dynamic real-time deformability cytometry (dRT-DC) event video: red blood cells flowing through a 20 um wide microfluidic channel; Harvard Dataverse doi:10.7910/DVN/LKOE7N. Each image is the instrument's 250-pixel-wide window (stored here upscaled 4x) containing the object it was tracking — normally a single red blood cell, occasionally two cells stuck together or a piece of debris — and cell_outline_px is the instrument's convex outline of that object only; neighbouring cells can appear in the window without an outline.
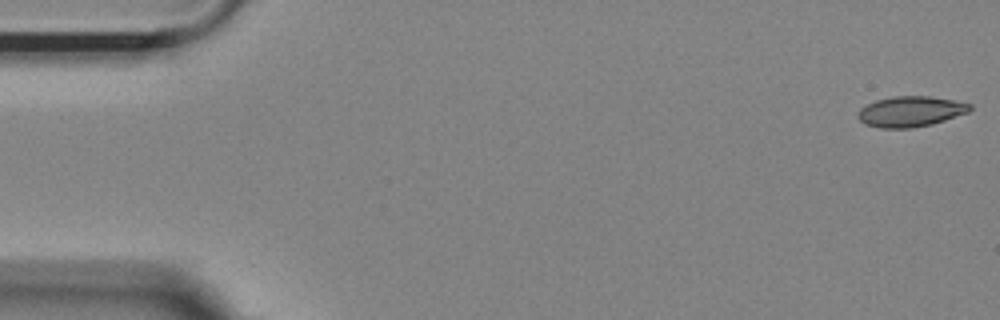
{"species": "Egyptian fruit bat (a non-hibernating species)", "species_latin": "Rousettus aegyptiacus", "temperature_condition": "room temperature", "stored_images_in_passage": 14, "camera_frame_rate_fps": 3000, "um_per_image_px": 0.085, "animal": {"sex": "female"}, "frame": {"image": 1, "passage_image": 1, "time_ms": 0.0, "image_size_px": [1000, 320], "cell_outline_px": [[972, 108], [968, 112], [932, 124], [912, 128], [880, 128], [864, 124], [856, 116], [856, 112], [860, 108], [876, 100], [892, 96], [928, 96], [952, 100], [972, 104]], "centroid_in_image_um": [77.35, 9.48], "position_along_channel_um": 7.6, "area_um2": 19.94}}